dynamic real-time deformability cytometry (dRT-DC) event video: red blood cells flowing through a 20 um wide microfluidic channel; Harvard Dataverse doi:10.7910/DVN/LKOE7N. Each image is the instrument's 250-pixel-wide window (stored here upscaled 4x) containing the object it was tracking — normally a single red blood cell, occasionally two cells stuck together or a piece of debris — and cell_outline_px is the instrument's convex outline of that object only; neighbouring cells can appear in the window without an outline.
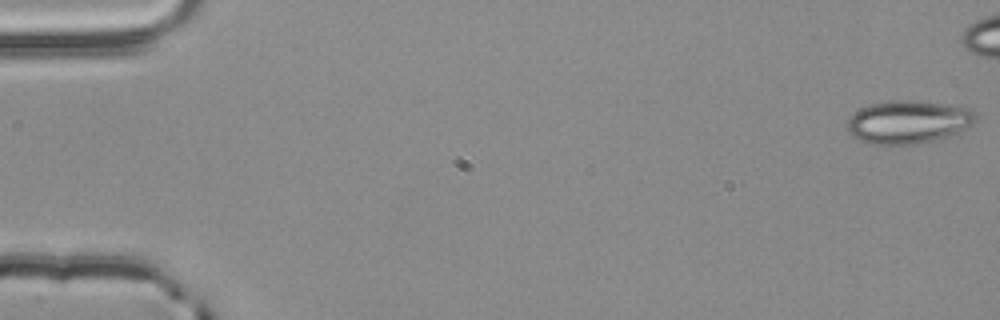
{"species": "common noctule bat (a hibernating species)", "species_latin": "Nyctalus noctula", "temperature_condition": "room temperature", "stored_images_in_passage": 47, "camera_frame_rate_fps": 3000, "um_per_image_px": 0.085, "animal": {"sex": "male", "body_mass_g": 20.4}, "frame": {"image": 1, "passage_image": 1, "time_ms": 0.0, "image_size_px": [1000, 320], "cell_outline_px": [[976, 124], [956, 132], [932, 140], [916, 144], [868, 144], [852, 136], [848, 132], [848, 120], [860, 108], [872, 104], [896, 100], [912, 100], [940, 104], [964, 108], [972, 112], [976, 116]], "centroid_in_image_um": [77.15, 10.38], "position_along_channel_um": 7.8, "area_um2": 31.5}}
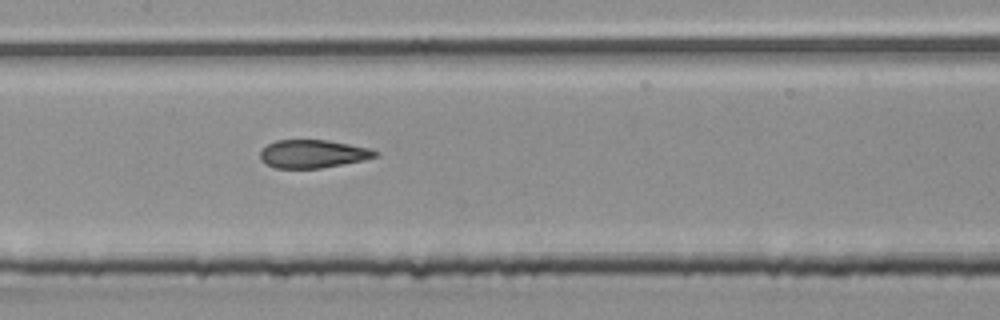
{"frame": {"image": 2, "passage_image": 27, "time_ms": 8.667, "image_size_px": [1000, 320], "cell_outline_px": [[380, 152], [376, 156], [364, 160], [320, 168], [276, 168], [260, 160], [260, 152], [268, 144], [276, 140], [328, 140], [372, 148]], "centroid_in_image_um": [26.63, 13.07], "position_along_channel_um": 180.8, "area_um2": 18.84}}
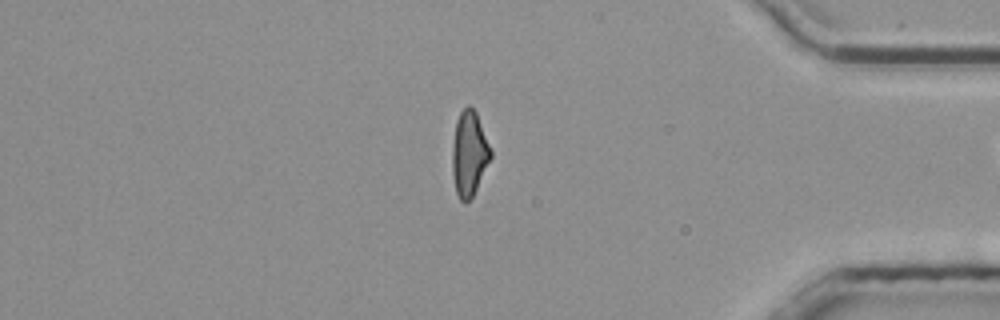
{"frame": {"image": 3, "passage_image": 46, "time_ms": 15.0, "image_size_px": [1000, 320], "cell_outline_px": [[492, 156], [472, 200], [460, 200], [456, 192], [452, 172], [452, 148], [456, 120], [460, 112], [468, 104], [476, 112], [492, 152]], "centroid_in_image_um": [39.88, 13.07], "position_along_channel_um": 395.3, "area_um2": 19.02}}